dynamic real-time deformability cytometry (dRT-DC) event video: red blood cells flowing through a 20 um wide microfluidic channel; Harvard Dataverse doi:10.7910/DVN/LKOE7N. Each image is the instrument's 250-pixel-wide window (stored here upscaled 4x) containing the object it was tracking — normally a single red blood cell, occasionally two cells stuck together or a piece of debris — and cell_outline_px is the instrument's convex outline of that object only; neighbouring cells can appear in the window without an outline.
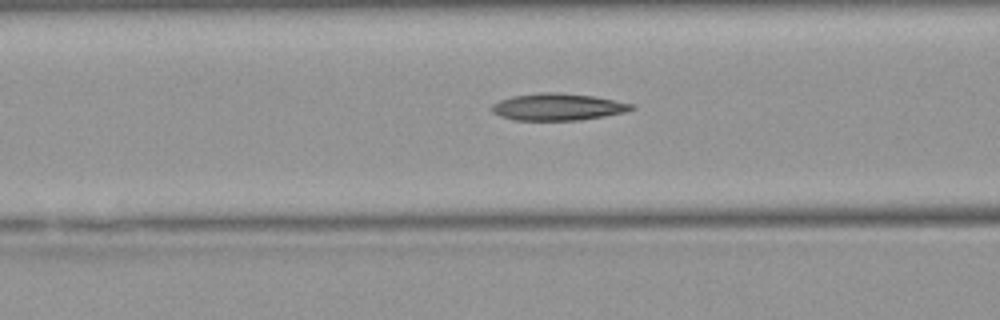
{"species": "Egyptian fruit bat (a non-hibernating species)", "species_latin": "Rousettus aegyptiacus", "temperature_condition": "warm", "stored_images_in_passage": 12, "camera_frame_rate_fps": 3000, "um_per_image_px": 0.085, "animal": {"sex": "female"}, "frame": {"image": 1, "passage_image": 7, "time_ms": 2.0, "image_size_px": [1000, 320], "cell_outline_px": [[636, 108], [624, 112], [604, 116], [576, 120], [512, 120], [500, 116], [492, 112], [492, 104], [500, 100], [512, 96], [536, 92], [552, 92], [592, 96], [632, 104]], "centroid_in_image_um": [47.35, 9.09], "position_along_channel_um": 119.2, "area_um2": 21.73}}
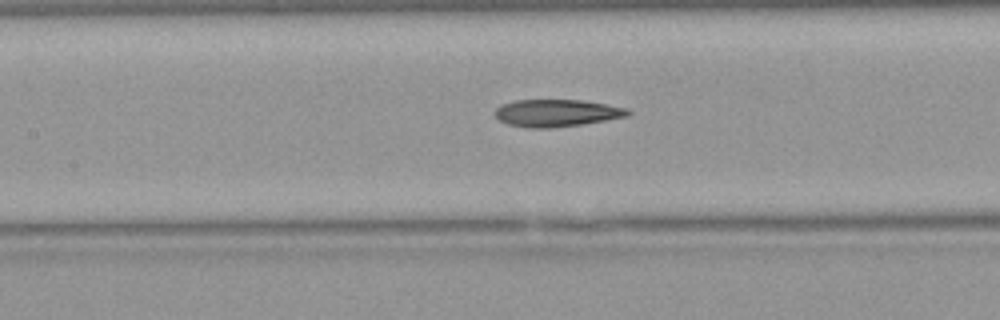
{"frame": {"image": 2, "passage_image": 10, "time_ms": 3.0, "image_size_px": [1000, 320], "cell_outline_px": [[632, 112], [628, 116], [580, 124], [548, 128], [528, 128], [508, 124], [500, 120], [492, 112], [500, 104], [516, 100], [584, 100], [628, 108]], "centroid_in_image_um": [47.29, 9.59], "position_along_channel_um": 160.1, "area_um2": 21.1}}